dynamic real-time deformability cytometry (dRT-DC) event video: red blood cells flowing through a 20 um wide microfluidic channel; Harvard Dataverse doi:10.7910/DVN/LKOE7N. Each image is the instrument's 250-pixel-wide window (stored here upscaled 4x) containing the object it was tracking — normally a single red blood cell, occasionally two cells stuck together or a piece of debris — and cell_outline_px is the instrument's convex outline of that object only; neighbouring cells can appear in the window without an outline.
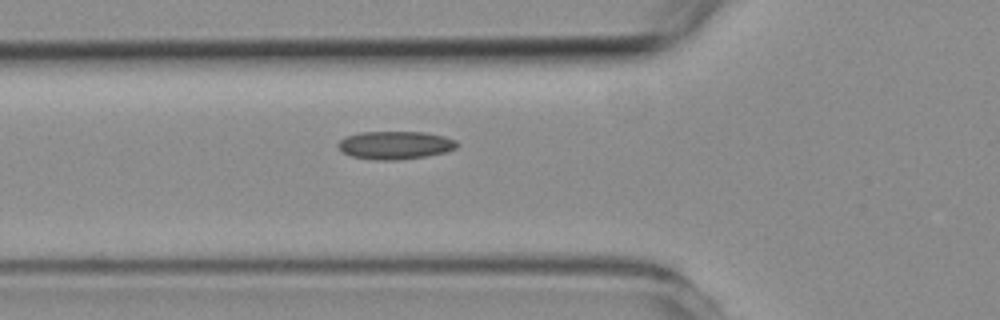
{"species": "common noctule bat (a hibernating species)", "species_latin": "Nyctalus noctula", "temperature_condition": "room temperature", "stored_images_in_passage": 4, "camera_frame_rate_fps": 3000, "um_per_image_px": 0.085, "animal": {"sex": "female", "body_mass_g": 19.3, "forearm_length_mm": 54.1}, "frame": {"image": 1, "passage_image": 4, "time_ms": 4.333, "image_size_px": [1000, 320], "cell_outline_px": [[460, 144], [456, 148], [444, 152], [428, 156], [400, 160], [376, 160], [352, 156], [344, 152], [336, 144], [344, 136], [360, 132], [424, 132], [444, 136], [456, 140]], "centroid_in_image_um": [33.61, 12.33], "position_along_channel_um": 92.2, "area_um2": 19.54}}